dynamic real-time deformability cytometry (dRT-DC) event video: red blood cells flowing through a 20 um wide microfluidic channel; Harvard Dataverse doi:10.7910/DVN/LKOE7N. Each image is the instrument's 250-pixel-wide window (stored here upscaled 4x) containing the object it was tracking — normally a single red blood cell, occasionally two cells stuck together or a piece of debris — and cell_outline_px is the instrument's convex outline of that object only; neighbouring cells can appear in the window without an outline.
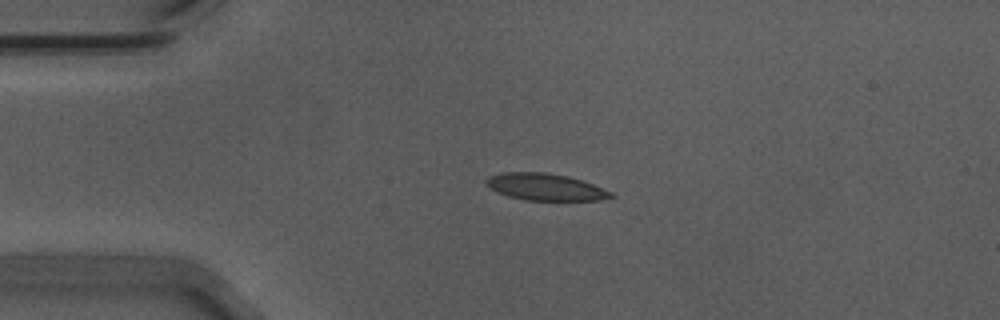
{"species": "Egyptian fruit bat (a non-hibernating species)", "species_latin": "Rousettus aegyptiacus", "temperature_condition": "warm", "stored_images_in_passage": 44, "camera_frame_rate_fps": 3000, "um_per_image_px": 0.085, "animal": {"sex": "male"}, "frame": {"image": 1, "passage_image": 1, "time_ms": 0.0, "image_size_px": [1000, 320], "cell_outline_px": [[616, 196], [600, 200], [524, 200], [508, 196], [496, 192], [484, 184], [484, 180], [488, 176], [504, 172], [544, 172], [568, 176], [592, 184], [612, 192]], "centroid_in_image_um": [46.3, 15.89], "position_along_channel_um": 38.7, "area_um2": 19.59}}
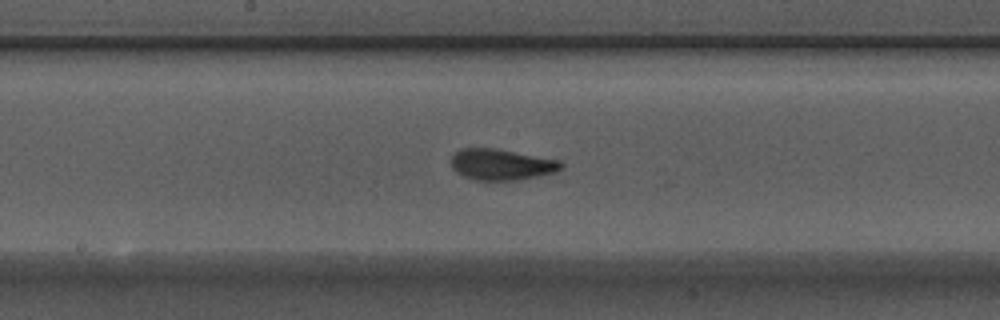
{"frame": {"image": 2, "passage_image": 17, "time_ms": 5.333, "image_size_px": [1000, 320], "cell_outline_px": [[564, 168], [556, 172], [520, 180], [472, 180], [456, 172], [452, 168], [452, 156], [460, 148], [496, 148], [560, 160], [564, 164]], "centroid_in_image_um": [42.65, 13.98], "position_along_channel_um": 205.5, "area_um2": 20.11}}
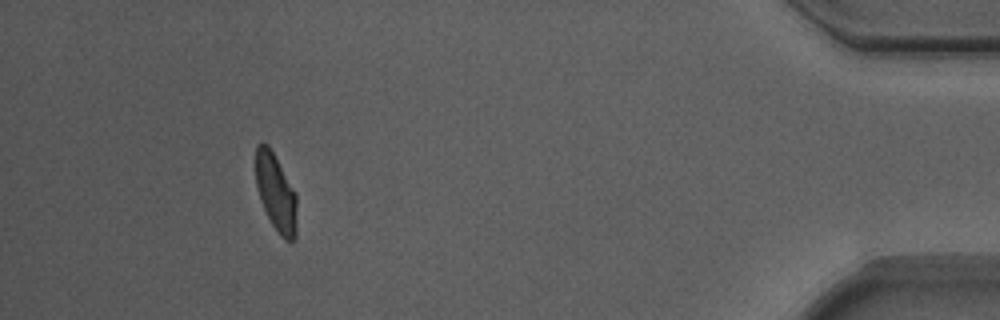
{"frame": {"image": 3, "passage_image": 39, "time_ms": 12.667, "image_size_px": [1000, 320], "cell_outline_px": [[296, 236], [292, 240], [284, 240], [280, 236], [272, 224], [260, 200], [256, 184], [256, 144], [260, 140], [268, 144], [296, 192]], "centroid_in_image_um": [23.44, 16.34], "position_along_channel_um": 411.8, "area_um2": 18.55}, "authors_computed_cell_mechanics": {"area_um2": 19.4786, "velocity_mm_per_s": 3.7017, "shape_relaxation_time_tau1_ms": 3.8138, "shape_relaxation_time_tau2_ms": 0.8195, "deformation_change_tau1": 0.1295, "deformation_change_tau2": 0.0596}}